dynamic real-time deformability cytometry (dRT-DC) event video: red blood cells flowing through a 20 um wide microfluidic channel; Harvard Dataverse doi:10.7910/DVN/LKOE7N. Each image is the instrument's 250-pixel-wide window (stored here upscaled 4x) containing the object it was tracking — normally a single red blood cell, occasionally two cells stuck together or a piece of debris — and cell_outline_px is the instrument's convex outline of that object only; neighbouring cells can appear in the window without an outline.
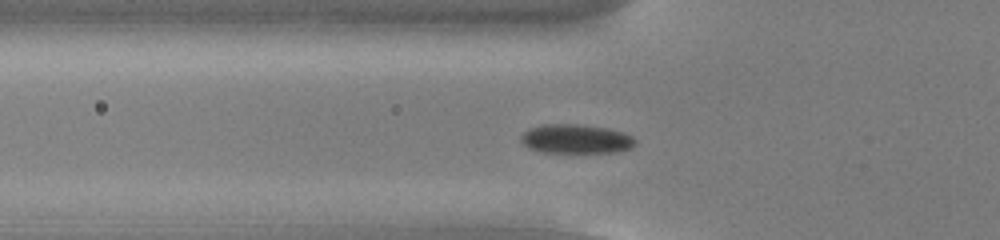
{"species": "common noctule bat (a hibernating species)", "species_latin": "Nyctalus noctula", "temperature_condition": "cold", "stored_images_in_passage": 46, "camera_frame_rate_fps": 3000, "um_per_image_px": 0.085, "animal": {"sex": "male", "body_mass_g": 13.0, "forearm_length_mm": 53.1}, "frame": {"image": 1, "passage_image": 11, "time_ms": 3.333, "image_size_px": [1000, 240], "cell_outline_px": [[636, 144], [632, 148], [616, 152], [544, 152], [528, 148], [520, 140], [520, 136], [528, 128], [544, 124], [576, 124], [608, 128], [624, 132], [632, 136], [636, 140]], "centroid_in_image_um": [48.97, 11.8], "position_along_channel_um": 76.8, "area_um2": 19.54}}
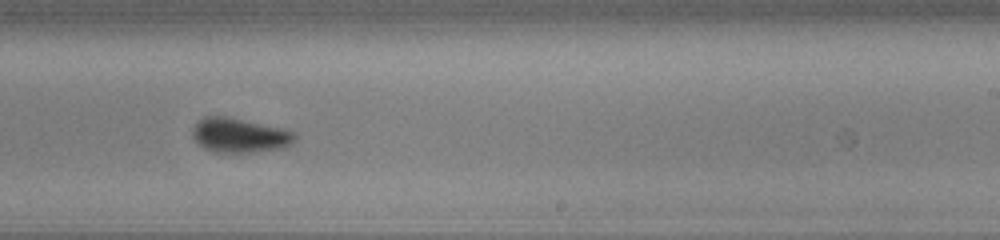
{"frame": {"image": 2, "passage_image": 26, "time_ms": 8.333, "image_size_px": [1000, 240], "cell_outline_px": [[296, 140], [292, 144], [284, 148], [256, 152], [216, 152], [204, 148], [192, 136], [192, 128], [204, 116], [224, 116], [280, 128], [296, 132]], "centroid_in_image_um": [20.39, 11.51], "position_along_channel_um": 268.6, "area_um2": 20.4}}
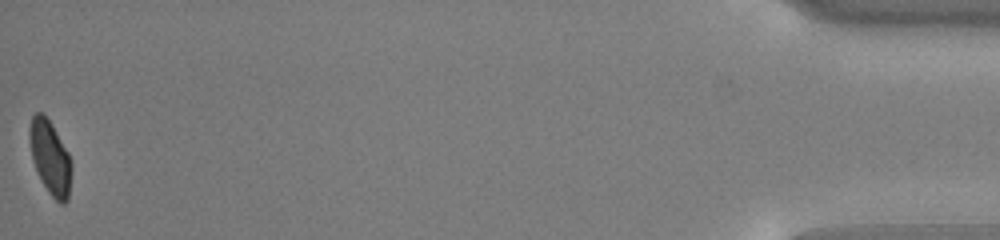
{"frame": {"image": 3, "passage_image": 46, "time_ms": 15.0, "image_size_px": [1000, 240], "cell_outline_px": [[72, 168], [68, 200], [64, 204], [60, 204], [48, 192], [40, 180], [32, 160], [28, 140], [28, 128], [32, 116], [36, 112], [40, 112], [52, 124], [68, 152], [72, 164]], "centroid_in_image_um": [4.25, 13.4], "position_along_channel_um": 431.0, "area_um2": 18.32}, "authors_computed_cell_mechanics": {"area_um2": 19.4786, "velocity_mm_per_s": 3.8432, "shape_relaxation_time_tau1_ms": 1.9538, "shape_relaxation_time_tau2_ms": 1.192, "deformation_change_tau1": 0.0809, "deformation_change_tau2": 0.0433}}